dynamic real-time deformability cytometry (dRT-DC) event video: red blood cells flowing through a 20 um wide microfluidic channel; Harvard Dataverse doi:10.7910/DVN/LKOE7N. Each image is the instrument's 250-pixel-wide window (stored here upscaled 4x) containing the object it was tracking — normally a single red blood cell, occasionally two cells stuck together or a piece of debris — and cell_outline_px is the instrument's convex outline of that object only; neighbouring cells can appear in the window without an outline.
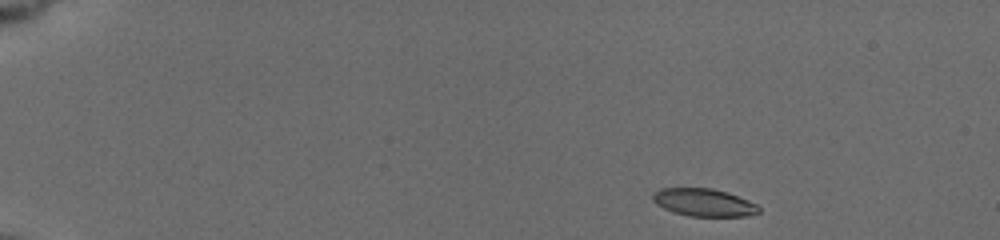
{"species": "common noctule bat (a hibernating species)", "species_latin": "Nyctalus noctula", "temperature_condition": "cold", "stored_images_in_passage": 49, "camera_frame_rate_fps": 3000, "um_per_image_px": 0.085, "animal": {"sex": "female", "body_mass_g": 19.5, "forearm_length_mm": 54.1}, "frame": {"image": 1, "passage_image": 1, "time_ms": 0.0, "image_size_px": [1000, 240], "cell_outline_px": [[760, 212], [744, 216], [688, 216], [664, 208], [656, 204], [652, 200], [652, 192], [660, 188], [712, 188], [728, 192], [748, 200], [756, 204], [760, 208]], "centroid_in_image_um": [59.81, 17.19], "position_along_channel_um": 25.2, "area_um2": 17.11}}
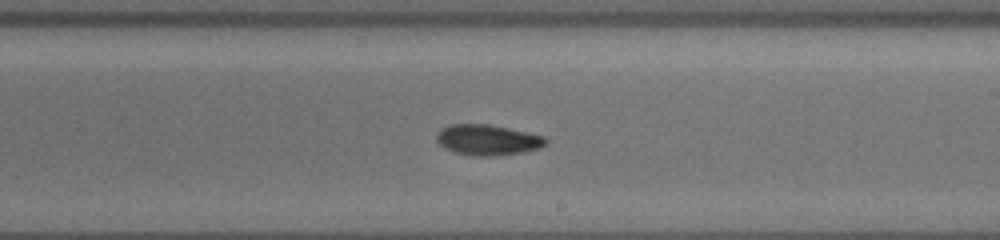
{"frame": {"image": 2, "passage_image": 28, "time_ms": 9.0, "image_size_px": [1000, 240], "cell_outline_px": [[548, 144], [540, 148], [528, 152], [500, 156], [472, 156], [452, 152], [444, 148], [436, 140], [436, 132], [452, 124], [488, 124], [528, 132], [544, 136], [548, 140]], "centroid_in_image_um": [41.49, 11.91], "position_along_channel_um": 247.5, "area_um2": 19.88}}
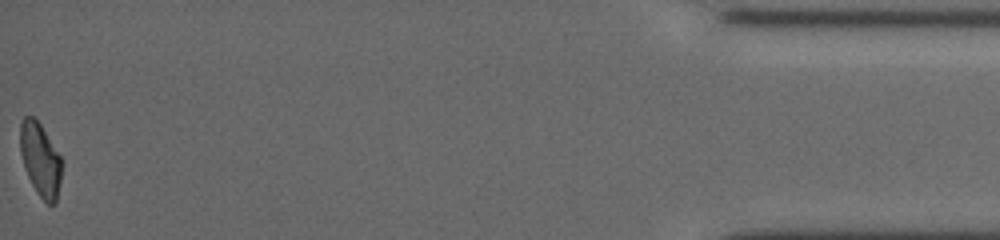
{"frame": {"image": 3, "passage_image": 49, "time_ms": 16.0, "image_size_px": [1000, 240], "cell_outline_px": [[60, 180], [56, 200], [52, 204], [48, 204], [36, 192], [24, 168], [20, 152], [20, 124], [24, 116], [32, 116], [40, 124], [60, 156]], "centroid_in_image_um": [3.39, 13.55], "position_along_channel_um": 431.8, "area_um2": 17.28}, "authors_computed_cell_mechanics": {"area_um2": 18.7272, "velocity_mm_per_s": 3.7568, "shape_relaxation_time_tau1_ms": 5.7885, "shape_relaxation_time_tau2_ms": null, "deformation_change_tau1": 0.1579, "deformation_change_tau2": null}}